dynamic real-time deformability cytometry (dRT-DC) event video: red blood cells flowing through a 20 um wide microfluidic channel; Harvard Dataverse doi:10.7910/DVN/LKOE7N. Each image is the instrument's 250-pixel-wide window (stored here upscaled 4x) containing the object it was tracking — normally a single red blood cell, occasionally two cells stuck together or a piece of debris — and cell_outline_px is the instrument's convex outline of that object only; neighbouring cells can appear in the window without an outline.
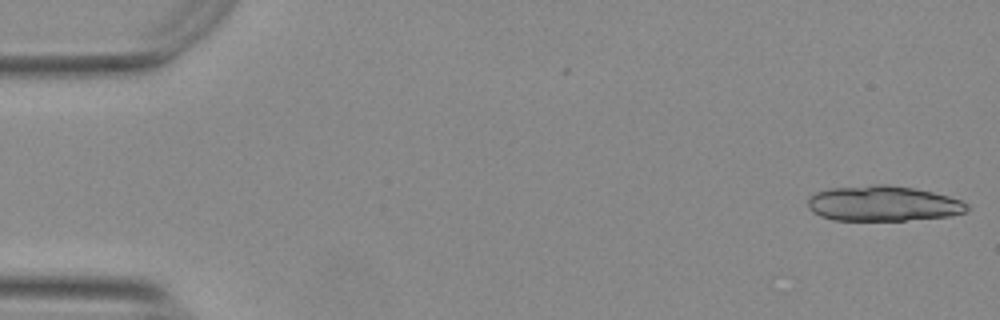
{"species": "Egyptian fruit bat (a non-hibernating species)", "species_latin": "Rousettus aegyptiacus", "temperature_condition": "warm", "stored_images_in_passage": 32, "segment_of_instrument_passage": [1, 2], "camera_frame_rate_fps": 3000, "um_per_image_px": 0.085, "animal": {"sex": "female"}, "frame": {"image": 1, "passage_image": 1, "time_ms": 0.0, "image_size_px": [1000, 320], "cell_outline_px": [[968, 208], [964, 212], [948, 216], [904, 220], [832, 220], [820, 216], [812, 212], [808, 208], [808, 200], [816, 192], [828, 188], [876, 184], [888, 184], [916, 188], [948, 196], [960, 200], [968, 204]], "centroid_in_image_um": [75.02, 17.29], "position_along_channel_um": 10.0, "area_um2": 32.77}}